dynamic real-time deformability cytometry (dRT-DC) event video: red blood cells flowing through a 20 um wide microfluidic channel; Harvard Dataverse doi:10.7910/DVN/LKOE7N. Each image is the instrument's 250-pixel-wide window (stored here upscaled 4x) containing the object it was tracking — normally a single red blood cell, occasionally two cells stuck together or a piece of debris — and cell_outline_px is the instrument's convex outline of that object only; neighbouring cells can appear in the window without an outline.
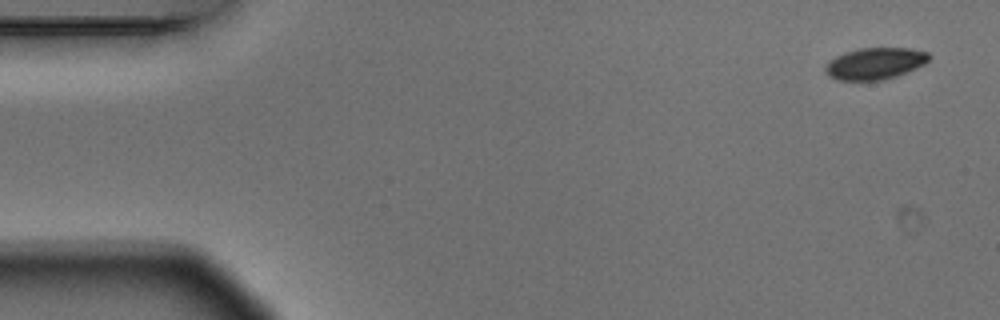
{"species": "Egyptian fruit bat (a non-hibernating species)", "species_latin": "Rousettus aegyptiacus", "temperature_condition": "warm", "stored_images_in_passage": 8, "camera_frame_rate_fps": 3000, "um_per_image_px": 0.085, "animal": {"sex": "male"}, "frame": {"image": 1, "passage_image": 1, "time_ms": 0.0, "image_size_px": [1000, 320], "cell_outline_px": [[932, 56], [924, 64], [908, 72], [896, 76], [880, 80], [840, 80], [828, 76], [824, 72], [824, 68], [836, 56], [844, 52], [860, 48], [912, 48], [928, 52]], "centroid_in_image_um": [74.4, 5.39], "position_along_channel_um": 10.6, "area_um2": 19.13}}
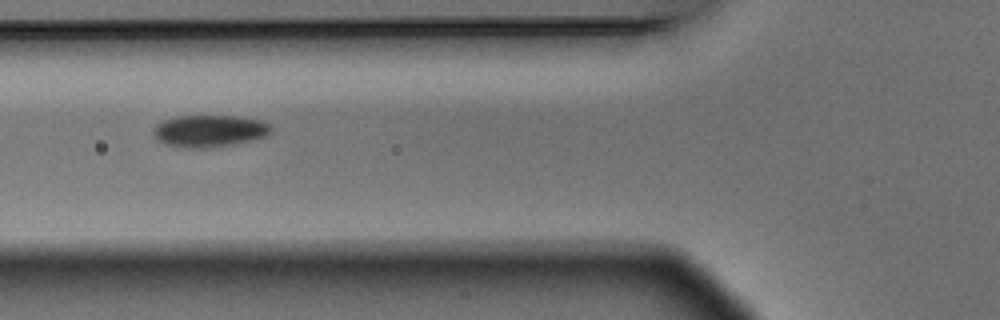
{"frame": {"image": 2, "passage_image": 5, "time_ms": 1.333, "image_size_px": [1000, 320], "cell_outline_px": [[272, 132], [268, 136], [256, 140], [236, 144], [212, 148], [184, 148], [168, 144], [156, 140], [152, 132], [152, 128], [156, 124], [164, 120], [176, 116], [236, 116], [260, 120], [272, 124]], "centroid_in_image_um": [17.84, 11.14], "position_along_channel_um": 108.0, "area_um2": 22.48}}
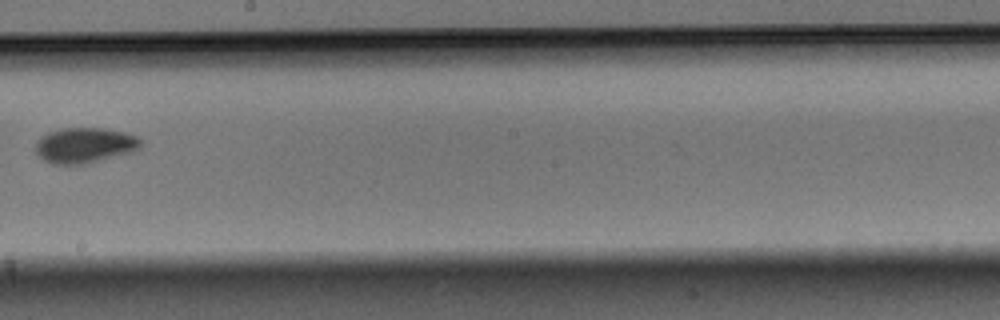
{"frame": {"image": 3, "passage_image": 8, "time_ms": 2.333, "image_size_px": [1000, 320], "cell_outline_px": [[140, 148], [132, 152], [84, 164], [52, 164], [44, 160], [36, 152], [36, 144], [48, 132], [64, 128], [104, 128], [124, 132], [136, 136], [140, 140]], "centroid_in_image_um": [7.22, 12.35], "position_along_channel_um": 241.0, "area_um2": 21.39}}